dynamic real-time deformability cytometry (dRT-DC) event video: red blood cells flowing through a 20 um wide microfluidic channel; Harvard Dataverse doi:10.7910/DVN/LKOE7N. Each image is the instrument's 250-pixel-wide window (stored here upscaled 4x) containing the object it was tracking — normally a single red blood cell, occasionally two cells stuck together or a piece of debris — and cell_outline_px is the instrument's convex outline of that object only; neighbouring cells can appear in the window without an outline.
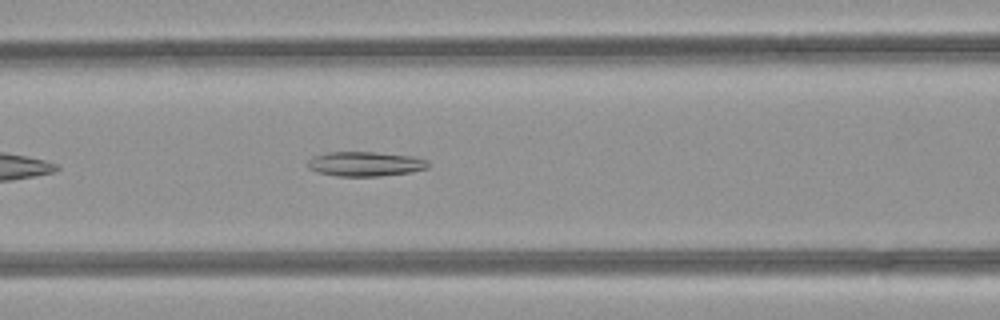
{"species": "common noctule bat (a hibernating species)", "species_latin": "Nyctalus noctula", "temperature_condition": "room temperature", "stored_images_in_passage": 34, "camera_frame_rate_fps": 3000, "um_per_image_px": 0.085, "animal": {"sex": "female", "body_mass_g": 21.9}, "frame": {"image": 1, "passage_image": 5, "time_ms": 1.333, "image_size_px": [1000, 320], "cell_outline_px": [[428, 168], [408, 172], [380, 176], [336, 176], [320, 172], [308, 168], [308, 160], [312, 156], [328, 152], [376, 152], [412, 156], [428, 160]], "centroid_in_image_um": [31.03, 13.92], "position_along_channel_um": 135.6, "area_um2": 17.17}}
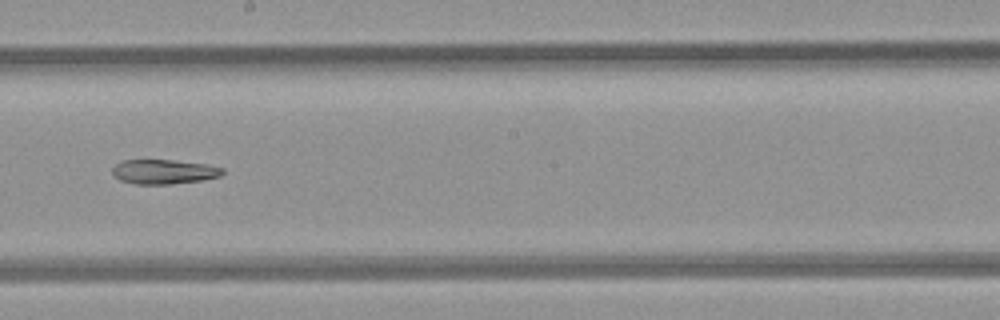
{"frame": {"image": 2, "passage_image": 12, "time_ms": 3.667, "image_size_px": [1000, 320], "cell_outline_px": [[224, 172], [220, 176], [200, 180], [172, 184], [136, 184], [120, 180], [112, 176], [112, 168], [120, 160], [172, 160], [208, 164], [224, 168]], "centroid_in_image_um": [13.9, 14.59], "position_along_channel_um": 234.3, "area_um2": 15.84}}
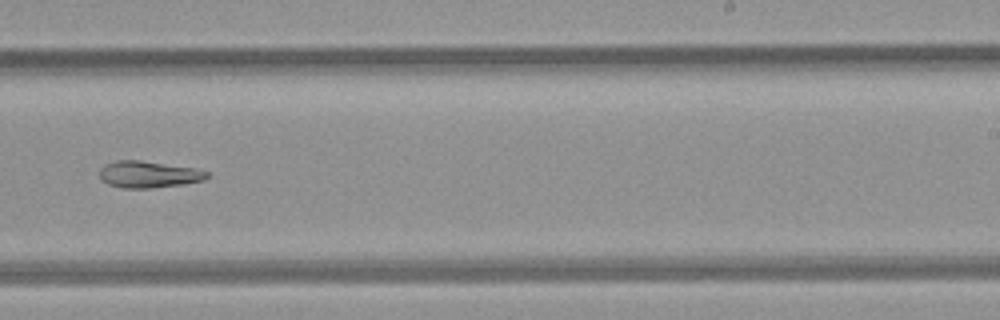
{"frame": {"image": 3, "passage_image": 15, "time_ms": 4.667, "image_size_px": [1000, 320], "cell_outline_px": [[208, 176], [204, 180], [184, 184], [152, 188], [124, 188], [108, 184], [100, 180], [100, 168], [104, 164], [116, 160], [140, 160], [196, 168], [208, 172]], "centroid_in_image_um": [12.61, 14.82], "position_along_channel_um": 276.4, "area_um2": 16.82}}